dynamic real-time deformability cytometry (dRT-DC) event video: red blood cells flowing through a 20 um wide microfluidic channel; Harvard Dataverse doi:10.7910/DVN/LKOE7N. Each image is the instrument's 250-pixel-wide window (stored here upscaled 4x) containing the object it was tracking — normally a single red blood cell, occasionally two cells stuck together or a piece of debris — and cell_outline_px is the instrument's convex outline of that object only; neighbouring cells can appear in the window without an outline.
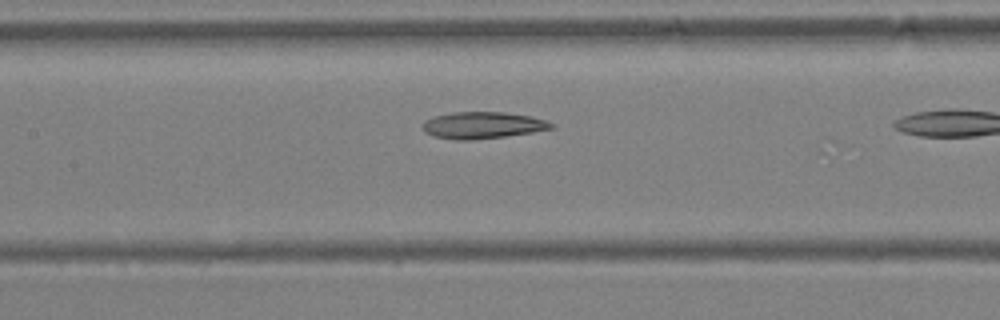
{"species": "Egyptian fruit bat (a non-hibernating species)", "species_latin": "Rousettus aegyptiacus", "temperature_condition": "warm", "stored_images_in_passage": 7, "camera_frame_rate_fps": 3000, "um_per_image_px": 0.085, "animal": {"sex": "female"}, "frame": {"image": 1, "passage_image": 5, "time_ms": 1.333, "image_size_px": [1000, 320], "cell_outline_px": [[556, 128], [504, 136], [468, 140], [456, 140], [432, 136], [424, 132], [420, 124], [424, 120], [436, 116], [452, 112], [504, 112], [528, 116], [544, 120], [552, 124]], "centroid_in_image_um": [40.94, 10.64], "position_along_channel_um": 166.5, "area_um2": 19.88}}